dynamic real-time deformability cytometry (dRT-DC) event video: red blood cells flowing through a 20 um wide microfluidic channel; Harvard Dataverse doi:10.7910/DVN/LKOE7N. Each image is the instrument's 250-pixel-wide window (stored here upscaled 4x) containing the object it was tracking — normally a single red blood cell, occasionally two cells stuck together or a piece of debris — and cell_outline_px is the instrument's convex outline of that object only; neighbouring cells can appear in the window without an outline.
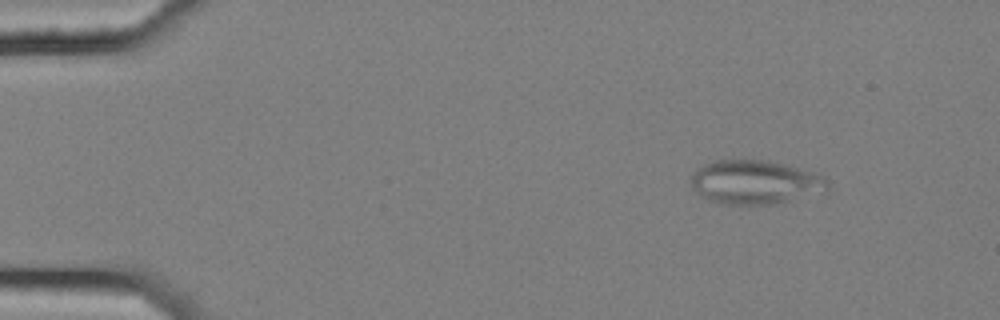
{"species": "common noctule bat (a hibernating species)", "species_latin": "Nyctalus noctula", "temperature_condition": "cold", "stored_images_in_passage": 4, "camera_frame_rate_fps": 3000, "um_per_image_px": 0.085, "animal": {"sex": "female", "body_mass_g": 25.1}, "frame": {"image": 1, "passage_image": 2, "time_ms": 0.333, "image_size_px": [1000, 320], "cell_outline_px": [[828, 192], [772, 204], [728, 204], [708, 200], [700, 196], [692, 188], [692, 172], [700, 164], [716, 160], [768, 160], [784, 164], [812, 172], [824, 176], [828, 180]], "centroid_in_image_um": [64.18, 15.48], "position_along_channel_um": 20.8, "area_um2": 35.2}}